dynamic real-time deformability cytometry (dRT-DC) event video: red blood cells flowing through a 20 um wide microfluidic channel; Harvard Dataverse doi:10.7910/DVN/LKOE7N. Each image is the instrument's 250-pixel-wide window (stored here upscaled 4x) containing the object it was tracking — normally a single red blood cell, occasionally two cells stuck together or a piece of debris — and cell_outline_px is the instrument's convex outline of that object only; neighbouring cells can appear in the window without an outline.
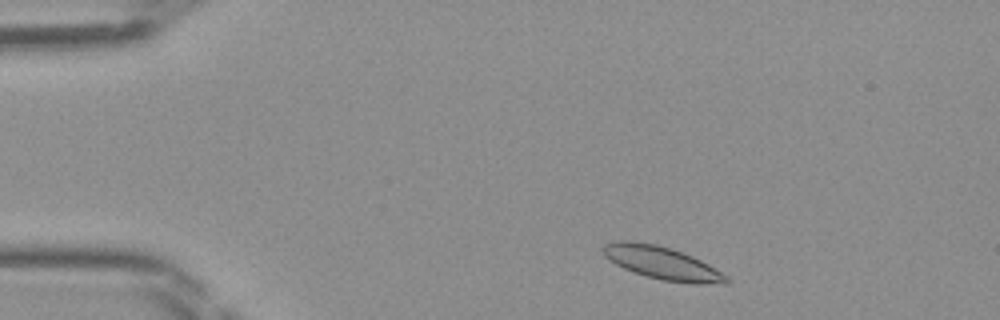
{"species": "Egyptian fruit bat (a non-hibernating species)", "species_latin": "Rousettus aegyptiacus", "temperature_condition": "room temperature", "stored_images_in_passage": 43, "camera_frame_rate_fps": 3000, "um_per_image_px": 0.085, "frame": {"image": 1, "passage_image": 3, "time_ms": 0.667, "image_size_px": [1000, 320], "cell_outline_px": [[728, 284], [692, 284], [664, 280], [648, 276], [624, 268], [616, 264], [604, 256], [600, 248], [604, 244], [620, 240], [628, 240], [656, 244], [672, 248], [692, 256], [708, 264], [728, 276]], "centroid_in_image_um": [56.28, 22.34], "position_along_channel_um": 28.7, "area_um2": 23.58}}
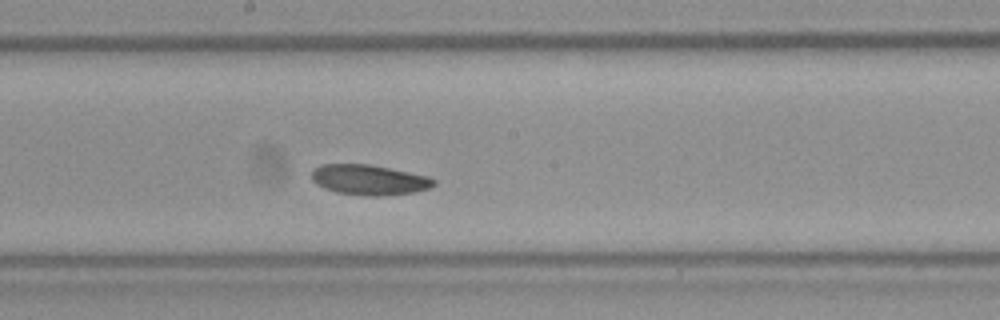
{"frame": {"image": 2, "passage_image": 21, "time_ms": 6.667, "image_size_px": [1000, 320], "cell_outline_px": [[436, 184], [428, 188], [416, 192], [380, 196], [364, 196], [336, 192], [324, 188], [316, 184], [312, 180], [312, 172], [320, 164], [368, 164], [428, 176], [436, 180]], "centroid_in_image_um": [31.37, 15.29], "position_along_channel_um": 216.8, "area_um2": 21.5}}
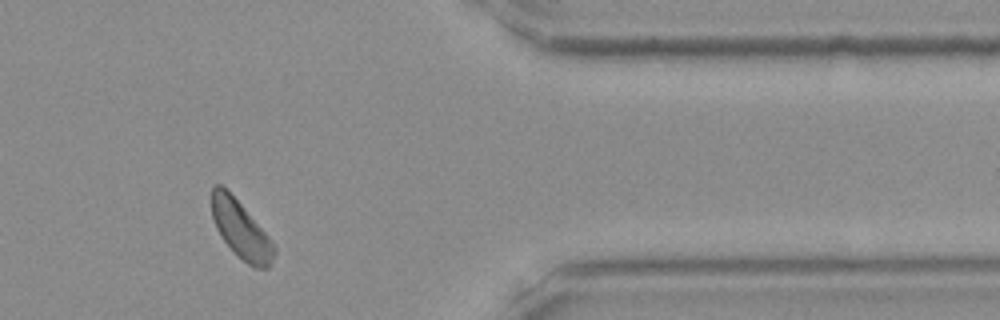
{"frame": {"image": 3, "passage_image": 35, "time_ms": 11.333, "image_size_px": [1000, 320], "cell_outline_px": [[276, 252], [272, 264], [268, 268], [252, 268], [236, 256], [220, 236], [216, 228], [212, 216], [212, 188], [216, 184], [220, 184], [240, 204], [268, 236], [276, 248]], "centroid_in_image_um": [20.48, 19.61], "position_along_channel_um": 390.9, "area_um2": 20.75}}